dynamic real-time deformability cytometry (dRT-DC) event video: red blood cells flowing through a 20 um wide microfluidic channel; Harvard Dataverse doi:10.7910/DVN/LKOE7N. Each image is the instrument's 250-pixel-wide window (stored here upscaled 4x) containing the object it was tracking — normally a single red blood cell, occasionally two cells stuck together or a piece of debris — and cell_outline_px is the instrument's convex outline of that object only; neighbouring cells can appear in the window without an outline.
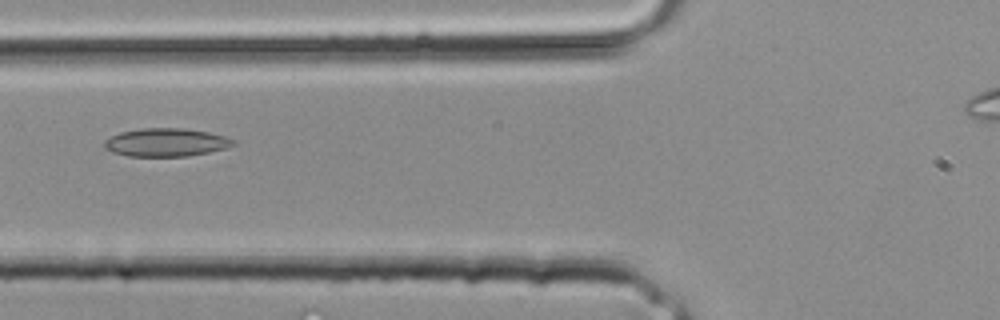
{"species": "common noctule bat (a hibernating species)", "species_latin": "Nyctalus noctula", "temperature_condition": "room temperature", "stored_images_in_passage": 24, "camera_frame_rate_fps": 3000, "um_per_image_px": 0.085, "animal": {"sex": "male", "body_mass_g": 20.4}, "frame": {"image": 1, "passage_image": 7, "time_ms": 2.0, "image_size_px": [1000, 320], "cell_outline_px": [[216, 148], [204, 152], [176, 156], [136, 156], [120, 152], [108, 148], [108, 140], [116, 136], [128, 132], [200, 132], [216, 136]], "centroid_in_image_um": [13.82, 12.19], "position_along_channel_um": 112.0, "area_um2": 16.3}}
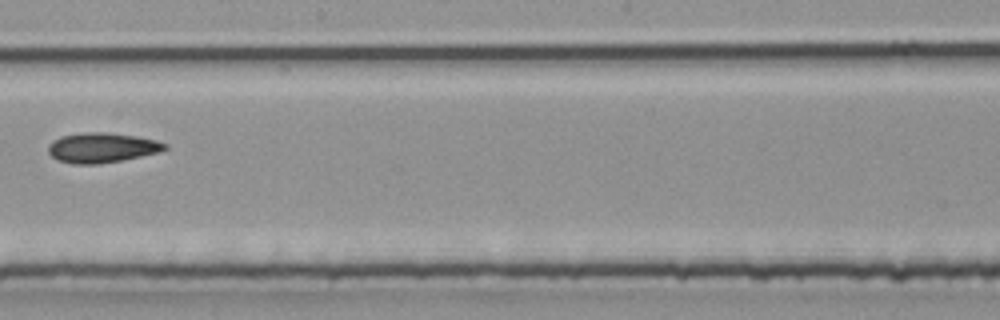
{"frame": {"image": 2, "passage_image": 13, "time_ms": 4.0, "image_size_px": [1000, 320], "cell_outline_px": [[164, 148], [152, 152], [116, 160], [60, 160], [52, 152], [52, 144], [56, 140], [68, 136], [128, 136], [148, 140], [164, 144]], "centroid_in_image_um": [8.7, 12.55], "position_along_channel_um": 239.5, "area_um2": 15.95}}
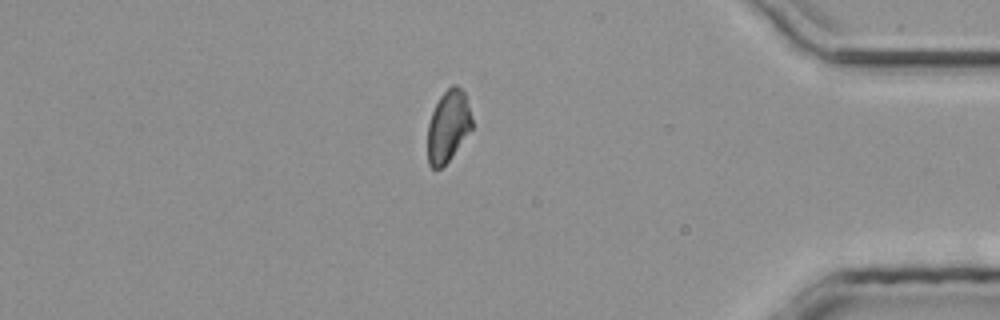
{"frame": {"image": 3, "passage_image": 22, "time_ms": 7.0, "image_size_px": [1000, 320], "cell_outline_px": [[472, 128], [448, 160], [440, 168], [432, 168], [428, 160], [428, 128], [436, 104], [448, 88], [456, 88], [464, 96], [472, 120]], "centroid_in_image_um": [38.07, 10.8], "position_along_channel_um": 397.1, "area_um2": 17.22}}